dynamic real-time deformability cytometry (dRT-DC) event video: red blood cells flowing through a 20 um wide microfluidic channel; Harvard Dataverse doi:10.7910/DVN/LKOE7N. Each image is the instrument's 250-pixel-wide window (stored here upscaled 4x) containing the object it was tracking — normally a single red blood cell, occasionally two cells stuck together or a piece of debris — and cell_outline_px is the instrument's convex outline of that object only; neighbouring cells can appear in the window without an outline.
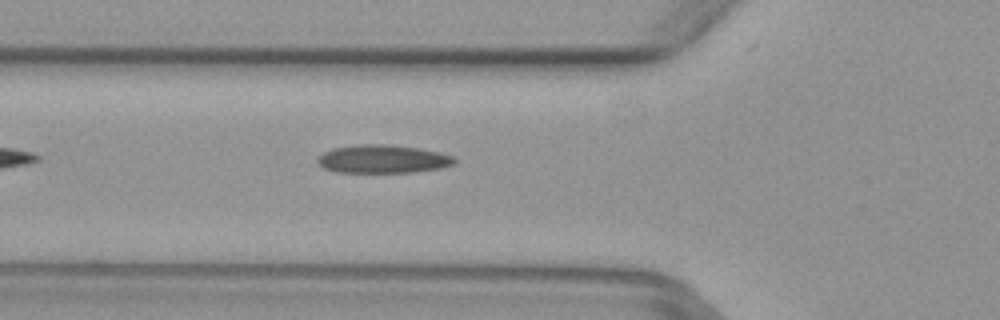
{"species": "common noctule bat (a hibernating species)", "species_latin": "Nyctalus noctula", "temperature_condition": "warm", "stored_images_in_passage": 5, "camera_frame_rate_fps": 3000, "um_per_image_px": 0.085, "animal": {"sex": "female", "body_mass_g": 29.2, "forearm_length_mm": 56.3}, "frame": {"image": 1, "passage_image": 5, "time_ms": 1.333, "image_size_px": [1000, 320], "cell_outline_px": [[456, 164], [440, 168], [412, 172], [336, 172], [324, 168], [316, 160], [324, 152], [332, 148], [356, 144], [384, 144], [420, 148], [440, 152], [452, 156], [456, 160]], "centroid_in_image_um": [32.55, 13.51], "position_along_channel_um": 93.3, "area_um2": 22.54}}